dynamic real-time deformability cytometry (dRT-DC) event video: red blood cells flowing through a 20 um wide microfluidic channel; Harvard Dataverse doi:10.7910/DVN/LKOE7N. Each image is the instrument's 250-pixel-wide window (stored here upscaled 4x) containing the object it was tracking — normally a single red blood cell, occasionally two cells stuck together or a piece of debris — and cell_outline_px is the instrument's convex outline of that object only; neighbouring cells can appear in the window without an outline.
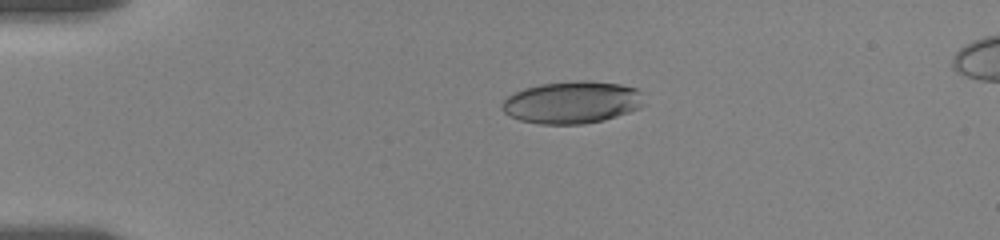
{"species": "human", "species_latin": "Homo sapiens", "temperature_condition": "room temperature", "stored_images_in_passage": 45, "camera_frame_rate_fps": 3000, "um_per_image_px": 0.085, "donor": {"sex": "female"}, "frame": {"image": 1, "passage_image": 1, "time_ms": 0.0, "image_size_px": [1000, 240], "cell_outline_px": [[644, 104], [640, 108], [604, 120], [584, 124], [540, 124], [520, 120], [508, 116], [500, 108], [500, 104], [508, 96], [524, 88], [540, 84], [576, 80], [588, 80], [620, 84], [636, 88], [644, 92]], "centroid_in_image_um": [48.64, 8.69], "position_along_channel_um": 36.4, "area_um2": 35.37}}
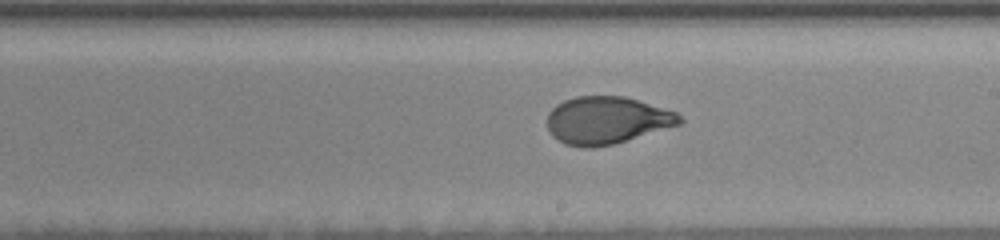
{"frame": {"image": 2, "passage_image": 22, "time_ms": 7.0, "image_size_px": [1000, 240], "cell_outline_px": [[684, 120], [680, 124], [612, 144], [592, 148], [584, 148], [564, 144], [552, 136], [548, 128], [548, 112], [556, 104], [564, 100], [576, 96], [624, 96], [676, 112]], "centroid_in_image_um": [51.53, 10.22], "position_along_channel_um": 237.5, "area_um2": 36.36}}
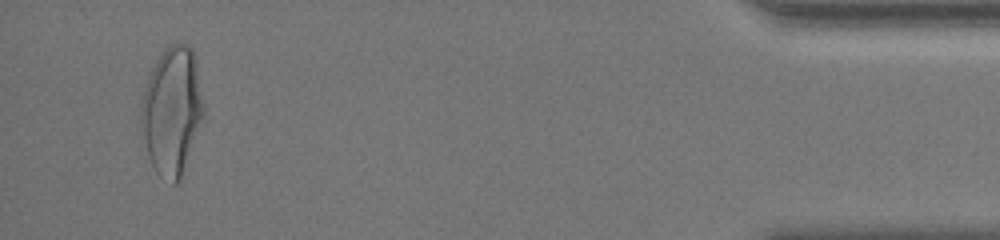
{"frame": {"image": 3, "passage_image": 43, "time_ms": 14.0, "image_size_px": [1000, 240], "cell_outline_px": [[204, 116], [180, 180], [176, 184], [172, 184], [160, 176], [156, 172], [148, 156], [140, 120], [140, 108], [144, 88], [148, 76], [156, 60], [164, 48], [168, 44], [188, 44], [192, 48], [196, 56], [204, 104]], "centroid_in_image_um": [14.63, 9.39], "position_along_channel_um": 420.6, "area_um2": 46.93}, "authors_computed_cell_mechanics": {"area_um2": 36.8764, "velocity_mm_per_s": 3.561, "shape_relaxation_time_tau1_ms": 5.6585, "shape_relaxation_time_tau2_ms": 0.8835, "deformation_change_tau1": 0.2123, "deformation_change_tau2": 0.0579}}